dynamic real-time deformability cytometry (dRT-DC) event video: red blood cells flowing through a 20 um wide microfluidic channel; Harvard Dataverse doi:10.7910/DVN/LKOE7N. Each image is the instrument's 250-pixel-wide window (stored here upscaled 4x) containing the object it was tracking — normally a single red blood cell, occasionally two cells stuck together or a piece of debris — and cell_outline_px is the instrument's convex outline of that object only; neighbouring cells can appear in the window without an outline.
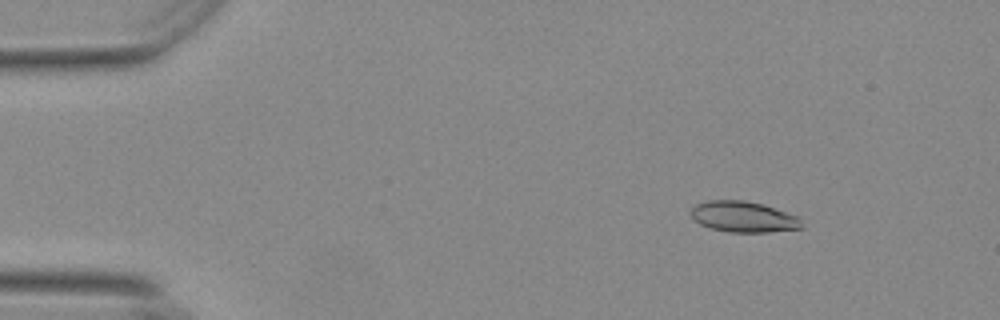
{"species": "Egyptian fruit bat (a non-hibernating species)", "species_latin": "Rousettus aegyptiacus", "temperature_condition": "warm", "stored_images_in_passage": 51, "camera_frame_rate_fps": 3000, "um_per_image_px": 0.085, "animal": {"sex": "female"}, "frame": {"image": 1, "passage_image": 3, "time_ms": 0.667, "image_size_px": [1000, 320], "cell_outline_px": [[804, 228], [768, 232], [728, 232], [712, 228], [700, 224], [692, 216], [692, 208], [696, 204], [708, 200], [744, 200], [760, 204], [800, 216]], "centroid_in_image_um": [63.24, 18.43], "position_along_channel_um": 21.8, "area_um2": 19.83}}
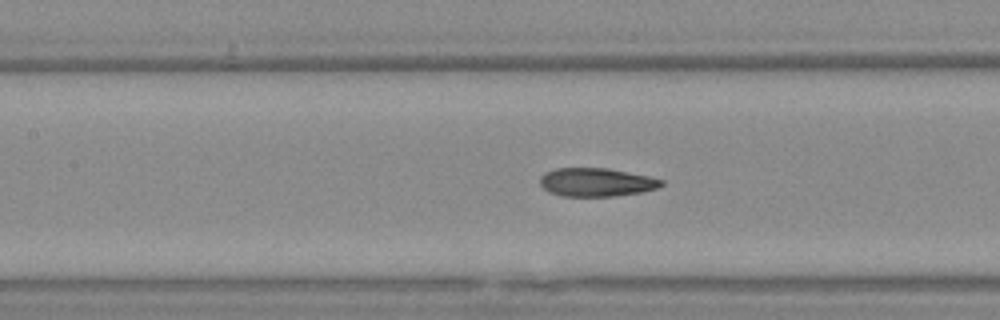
{"frame": {"image": 2, "passage_image": 21, "time_ms": 6.667, "image_size_px": [1000, 320], "cell_outline_px": [[664, 184], [656, 188], [640, 192], [612, 196], [564, 196], [548, 192], [540, 184], [540, 176], [544, 172], [556, 168], [604, 168], [648, 176], [664, 180]], "centroid_in_image_um": [50.65, 15.49], "position_along_channel_um": 156.8, "area_um2": 19.94}}
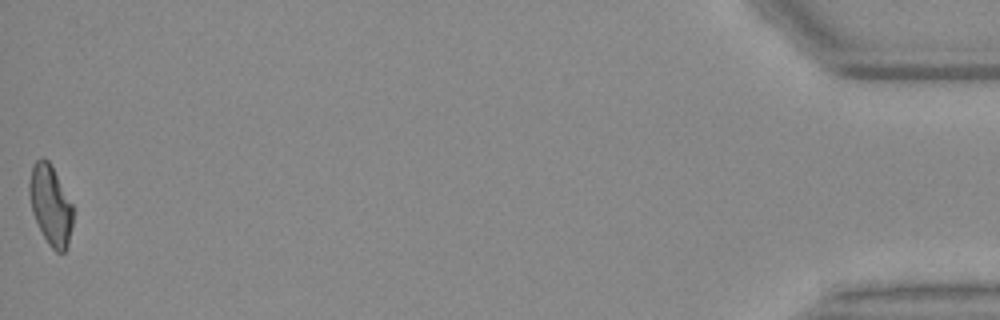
{"frame": {"image": 3, "passage_image": 51, "time_ms": 16.667, "image_size_px": [1000, 320], "cell_outline_px": [[72, 224], [68, 244], [64, 252], [56, 252], [48, 244], [32, 212], [28, 192], [28, 184], [32, 168], [36, 160], [40, 156], [44, 156], [48, 160], [72, 204]], "centroid_in_image_um": [4.27, 17.42], "position_along_channel_um": 430.9, "area_um2": 20.0}, "authors_computed_cell_mechanics": {"area_um2": 20.2878, "velocity_mm_per_s": 3.7192, "shape_relaxation_time_tau1_ms": 10.4381, "shape_relaxation_time_tau2_ms": 2.1865, "deformation_change_tau1": 0.277, "deformation_change_tau2": 0.0808}}